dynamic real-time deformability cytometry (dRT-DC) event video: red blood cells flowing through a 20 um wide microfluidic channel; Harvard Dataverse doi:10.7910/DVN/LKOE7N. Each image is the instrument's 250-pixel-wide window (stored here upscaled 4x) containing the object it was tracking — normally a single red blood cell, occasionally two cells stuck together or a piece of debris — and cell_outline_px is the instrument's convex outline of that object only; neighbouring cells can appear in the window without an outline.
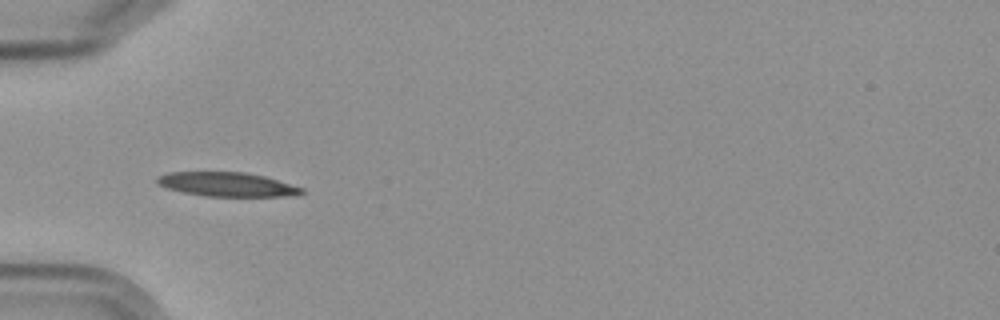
{"species": "Egyptian fruit bat (a non-hibernating species)", "species_latin": "Rousettus aegyptiacus", "temperature_condition": "cold", "stored_images_in_passage": 6, "camera_frame_rate_fps": 3000, "um_per_image_px": 0.085, "frame": {"image": 1, "passage_image": 5, "time_ms": 4.667, "image_size_px": [1000, 320], "cell_outline_px": [[304, 192], [296, 196], [204, 196], [184, 192], [168, 188], [156, 184], [156, 176], [168, 172], [244, 172], [264, 176], [304, 188]], "centroid_in_image_um": [19.29, 15.67], "position_along_channel_um": 65.7, "area_um2": 20.35}}
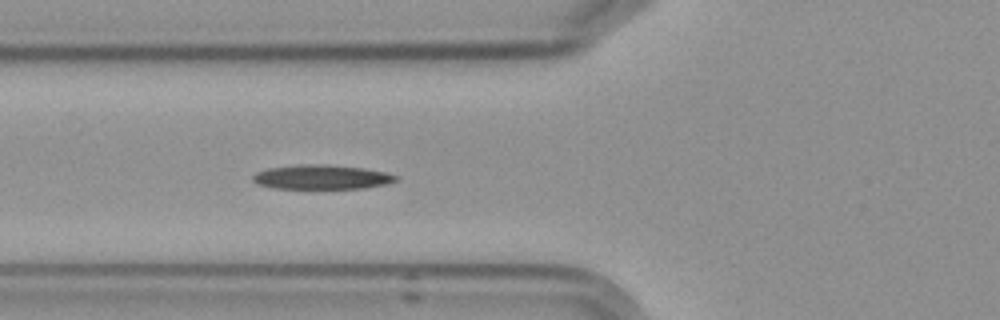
{"frame": {"image": 2, "passage_image": 6, "time_ms": 5.667, "image_size_px": [1000, 320], "cell_outline_px": [[396, 180], [384, 184], [364, 188], [272, 188], [256, 184], [252, 180], [252, 176], [256, 172], [268, 168], [300, 164], [328, 164], [364, 168], [384, 172], [396, 176]], "centroid_in_image_um": [27.26, 15.04], "position_along_channel_um": 98.5, "area_um2": 20.23}}